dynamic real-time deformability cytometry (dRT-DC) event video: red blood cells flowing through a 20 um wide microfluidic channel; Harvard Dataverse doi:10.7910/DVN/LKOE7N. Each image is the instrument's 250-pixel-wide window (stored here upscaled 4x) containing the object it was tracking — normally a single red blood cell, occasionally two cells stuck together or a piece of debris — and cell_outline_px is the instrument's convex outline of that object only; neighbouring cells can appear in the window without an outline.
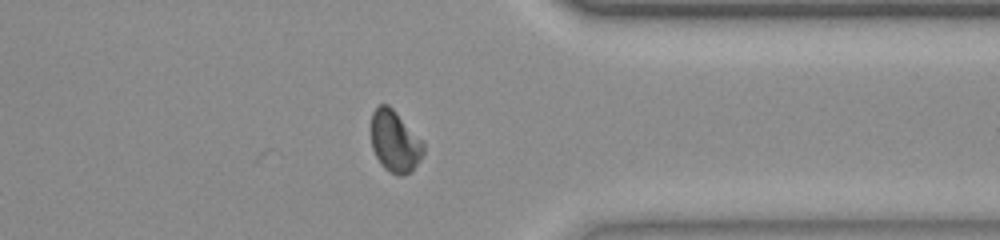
{"species": "common noctule bat (a hibernating species)", "species_latin": "Nyctalus noctula", "temperature_condition": "room temperature", "stored_images_in_passage": 46, "camera_frame_rate_fps": 3000, "um_per_image_px": 0.085, "animal": {"sex": "female", "body_mass_g": 23.0, "forearm_length_mm": 53.4}, "frame": {"image": 1, "passage_image": 46, "time_ms": 15.0, "image_size_px": [1000, 240], "cell_outline_px": [[424, 156], [408, 172], [400, 176], [388, 172], [380, 164], [372, 148], [372, 112], [380, 104], [388, 104], [396, 112], [424, 144]], "centroid_in_image_um": [33.55, 12.03], "position_along_channel_um": 377.9, "area_um2": 18.44}}